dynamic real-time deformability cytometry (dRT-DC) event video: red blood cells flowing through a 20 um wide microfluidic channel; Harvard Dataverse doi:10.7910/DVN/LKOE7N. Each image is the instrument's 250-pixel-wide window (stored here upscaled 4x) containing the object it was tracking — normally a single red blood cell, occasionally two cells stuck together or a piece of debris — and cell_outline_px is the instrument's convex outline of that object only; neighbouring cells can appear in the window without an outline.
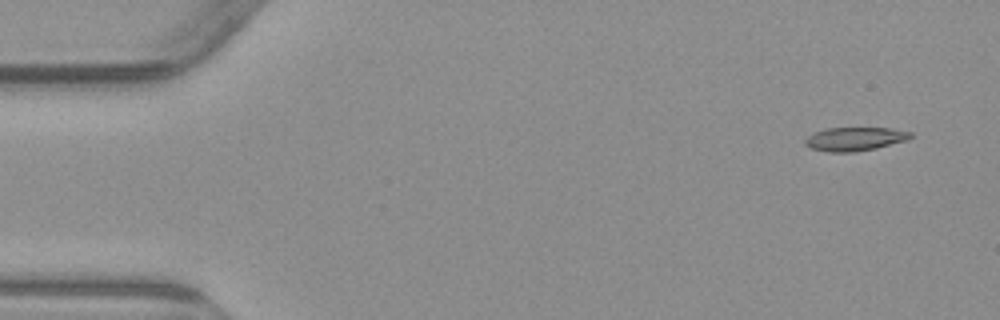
{"species": "common noctule bat (a hibernating species)", "species_latin": "Nyctalus noctula", "temperature_condition": "warm", "stored_images_in_passage": 3, "camera_frame_rate_fps": 3000, "um_per_image_px": 0.085, "animal": {"sex": "male", "body_mass_g": 23.1, "forearm_length_mm": 52.7}, "frame": {"image": 1, "passage_image": 1, "time_ms": 0.0, "image_size_px": [1000, 320], "cell_outline_px": [[912, 136], [908, 140], [876, 148], [852, 152], [828, 152], [812, 148], [804, 144], [804, 140], [808, 136], [824, 128], [892, 128], [912, 132]], "centroid_in_image_um": [72.68, 11.81], "position_along_channel_um": 12.3, "area_um2": 14.51}}